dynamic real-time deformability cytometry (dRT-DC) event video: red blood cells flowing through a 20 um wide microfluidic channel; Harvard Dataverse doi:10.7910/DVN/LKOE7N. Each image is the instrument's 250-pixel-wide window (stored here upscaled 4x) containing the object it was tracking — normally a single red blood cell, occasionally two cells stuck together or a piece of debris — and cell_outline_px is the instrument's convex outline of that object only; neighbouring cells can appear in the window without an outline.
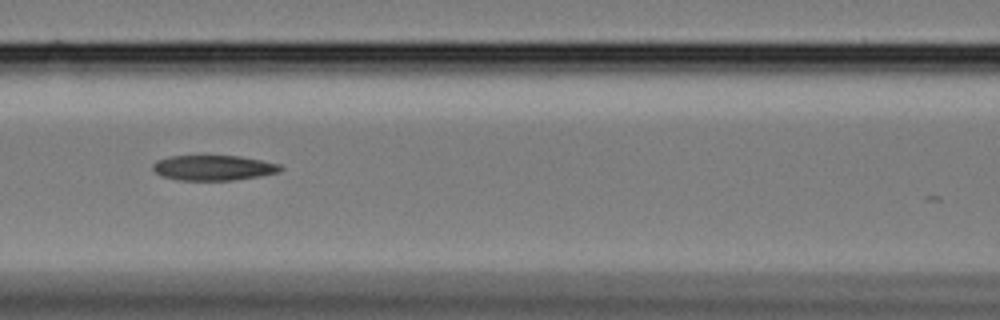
{"species": "Egyptian fruit bat (a non-hibernating species)", "species_latin": "Rousettus aegyptiacus", "temperature_condition": "cold", "stored_images_in_passage": 22, "camera_frame_rate_fps": 3000, "um_per_image_px": 0.085, "animal": {"sex": "female"}, "frame": {"image": 1, "passage_image": 10, "time_ms": 3.0, "image_size_px": [1000, 320], "cell_outline_px": [[284, 168], [276, 172], [256, 176], [232, 180], [180, 180], [160, 176], [152, 168], [152, 164], [156, 160], [168, 156], [240, 156], [280, 164]], "centroid_in_image_um": [18.08, 14.25], "position_along_channel_um": 148.5, "area_um2": 18.55}}
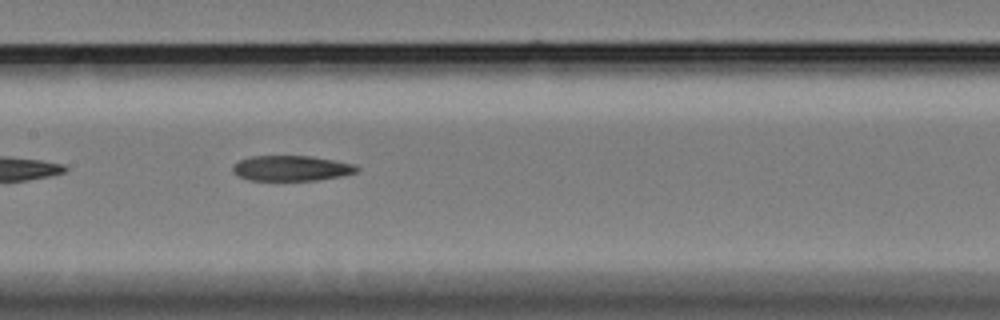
{"frame": {"image": 2, "passage_image": 13, "time_ms": 4.0, "image_size_px": [1000, 320], "cell_outline_px": [[360, 168], [356, 172], [340, 176], [316, 180], [248, 180], [232, 172], [232, 164], [248, 156], [312, 156], [352, 164]], "centroid_in_image_um": [24.71, 14.29], "position_along_channel_um": 182.7, "area_um2": 18.21}}
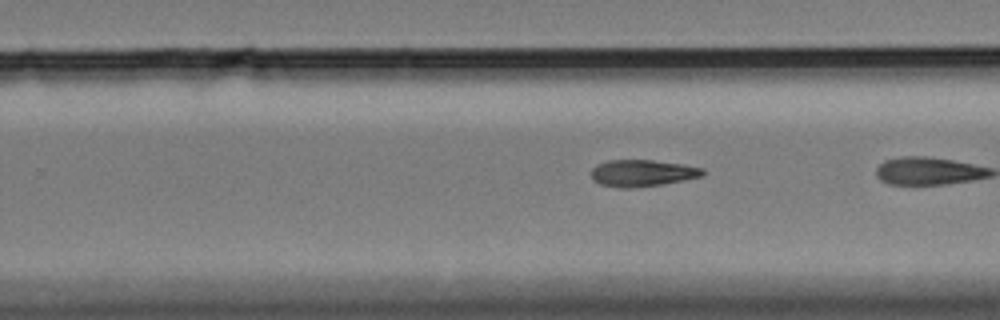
{"frame": {"image": 3, "passage_image": 19, "time_ms": 6.0, "image_size_px": [1000, 320], "cell_outline_px": [[704, 176], [684, 180], [660, 184], [632, 188], [624, 188], [600, 184], [592, 180], [592, 168], [596, 164], [608, 160], [652, 160], [684, 164], [704, 168]], "centroid_in_image_um": [54.6, 14.7], "position_along_channel_um": 275.2, "area_um2": 17.4}}